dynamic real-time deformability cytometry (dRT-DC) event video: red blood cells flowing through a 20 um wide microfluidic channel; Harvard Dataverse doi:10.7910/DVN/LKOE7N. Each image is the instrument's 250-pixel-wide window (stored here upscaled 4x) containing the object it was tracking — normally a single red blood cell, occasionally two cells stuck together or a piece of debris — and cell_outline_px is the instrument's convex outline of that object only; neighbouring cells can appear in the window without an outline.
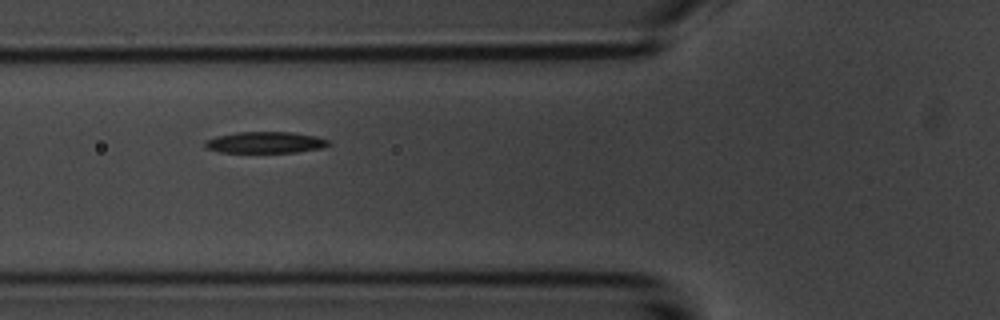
{"species": "common noctule bat (a hibernating species)", "species_latin": "Nyctalus noctula", "temperature_condition": "room temperature", "stored_images_in_passage": 6, "camera_frame_rate_fps": 3000, "um_per_image_px": 0.085, "animal": {"sex": "male", "body_mass_g": 20.1, "forearm_length_mm": 53.5}, "frame": {"image": 1, "passage_image": 5, "time_ms": 5.667, "image_size_px": [1000, 320], "cell_outline_px": [[332, 144], [324, 148], [296, 152], [220, 152], [204, 148], [204, 140], [216, 136], [236, 132], [292, 132], [316, 136], [328, 140]], "centroid_in_image_um": [22.55, 12.1], "position_along_channel_um": 103.3, "area_um2": 15.55}}
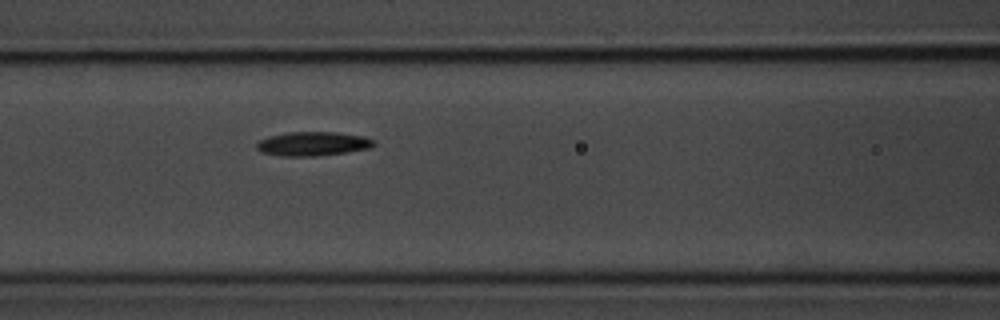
{"frame": {"image": 2, "passage_image": 6, "time_ms": 6.667, "image_size_px": [1000, 320], "cell_outline_px": [[376, 144], [372, 148], [316, 156], [280, 156], [260, 152], [256, 148], [256, 144], [260, 140], [268, 136], [288, 132], [336, 132], [364, 136], [376, 140]], "centroid_in_image_um": [26.6, 12.22], "position_along_channel_um": 140.0, "area_um2": 16.59}}